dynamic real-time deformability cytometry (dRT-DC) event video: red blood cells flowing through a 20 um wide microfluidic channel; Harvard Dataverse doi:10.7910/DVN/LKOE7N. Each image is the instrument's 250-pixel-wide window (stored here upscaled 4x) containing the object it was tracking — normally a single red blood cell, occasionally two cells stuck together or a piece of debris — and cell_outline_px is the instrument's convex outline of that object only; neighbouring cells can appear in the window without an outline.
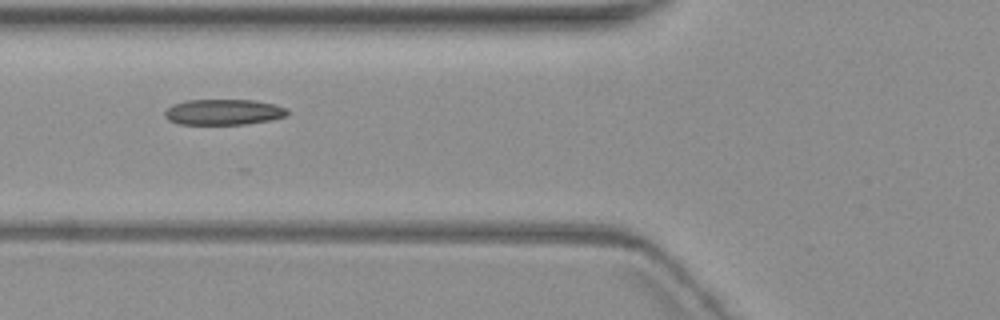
{"species": "common noctule bat (a hibernating species)", "species_latin": "Nyctalus noctula", "temperature_condition": "warm", "stored_images_in_passage": 10, "camera_frame_rate_fps": 3000, "um_per_image_px": 0.085, "animal": {"sex": "female", "body_mass_g": 19.3, "forearm_length_mm": 54.1}, "frame": {"image": 1, "passage_image": 6, "time_ms": 7.667, "image_size_px": [1000, 320], "cell_outline_px": [[288, 112], [284, 116], [272, 120], [248, 124], [176, 124], [168, 120], [164, 116], [164, 112], [172, 104], [188, 100], [252, 100], [276, 104], [288, 108]], "centroid_in_image_um": [19.0, 9.53], "position_along_channel_um": 106.8, "area_um2": 18.5}}
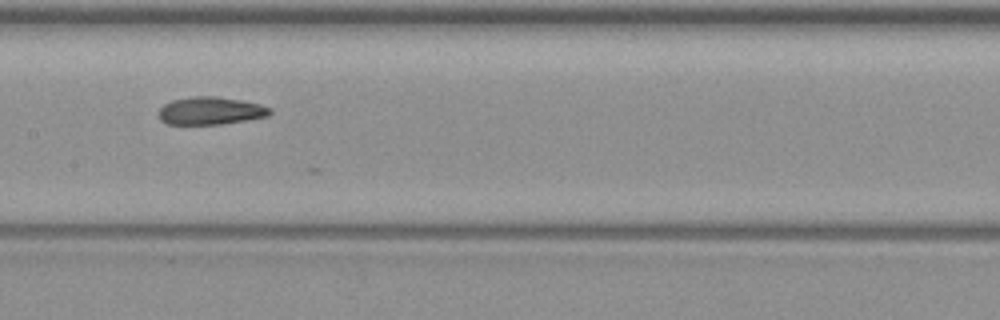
{"frame": {"image": 2, "passage_image": 8, "time_ms": 10.0, "image_size_px": [1000, 320], "cell_outline_px": [[272, 112], [268, 116], [220, 124], [168, 124], [160, 120], [160, 108], [164, 104], [172, 100], [192, 96], [216, 96], [240, 100], [260, 104], [272, 108]], "centroid_in_image_um": [17.9, 9.41], "position_along_channel_um": 189.5, "area_um2": 17.86}}
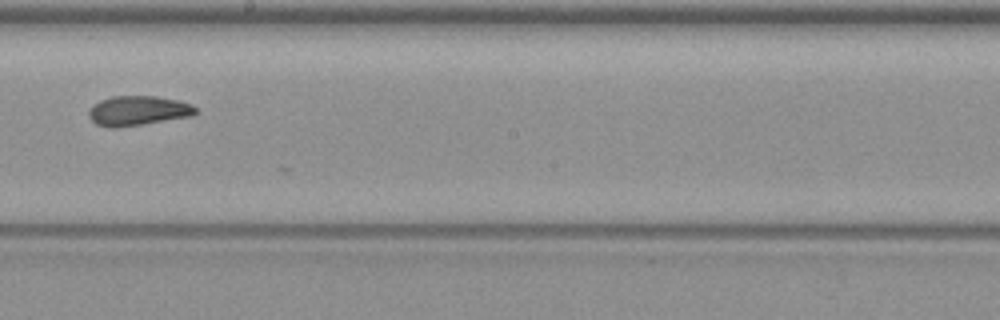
{"frame": {"image": 3, "passage_image": 9, "time_ms": 11.333, "image_size_px": [1000, 320], "cell_outline_px": [[196, 112], [192, 116], [116, 128], [108, 128], [96, 124], [88, 116], [88, 112], [92, 104], [100, 100], [112, 96], [156, 96], [180, 100], [192, 104], [196, 108]], "centroid_in_image_um": [11.71, 9.4], "position_along_channel_um": 236.5, "area_um2": 18.61}}